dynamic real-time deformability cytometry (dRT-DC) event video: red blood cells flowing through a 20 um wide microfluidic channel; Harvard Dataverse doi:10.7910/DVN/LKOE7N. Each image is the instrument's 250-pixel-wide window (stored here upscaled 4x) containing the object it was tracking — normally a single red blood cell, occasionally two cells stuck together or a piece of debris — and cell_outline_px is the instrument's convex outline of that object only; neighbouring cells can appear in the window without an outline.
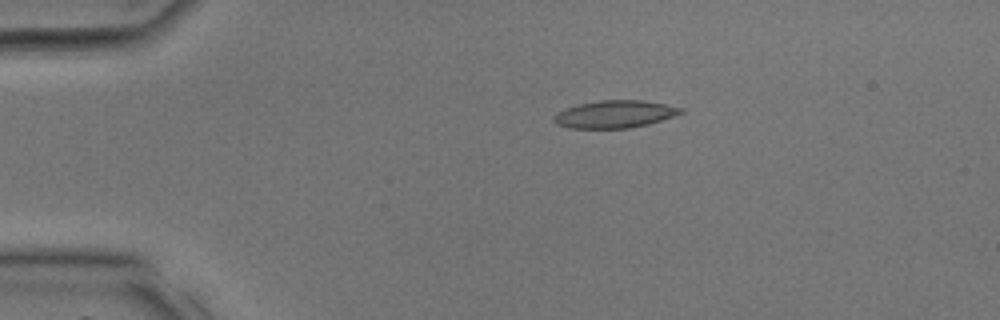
{"species": "common noctule bat (a hibernating species)", "species_latin": "Nyctalus noctula", "temperature_condition": "room temperature", "stored_images_in_passage": 30, "camera_frame_rate_fps": 3000, "um_per_image_px": 0.085, "animal": {"sex": "male", "body_mass_g": 17.9, "forearm_length_mm": 54.2}, "frame": {"image": 1, "passage_image": 2, "time_ms": 0.333, "image_size_px": [1000, 320], "cell_outline_px": [[688, 108], [684, 112], [676, 116], [648, 124], [628, 128], [568, 128], [556, 124], [552, 120], [552, 116], [556, 112], [564, 108], [580, 104], [600, 100], [644, 100]], "centroid_in_image_um": [52.28, 9.7], "position_along_channel_um": 32.7, "area_um2": 20.69}}
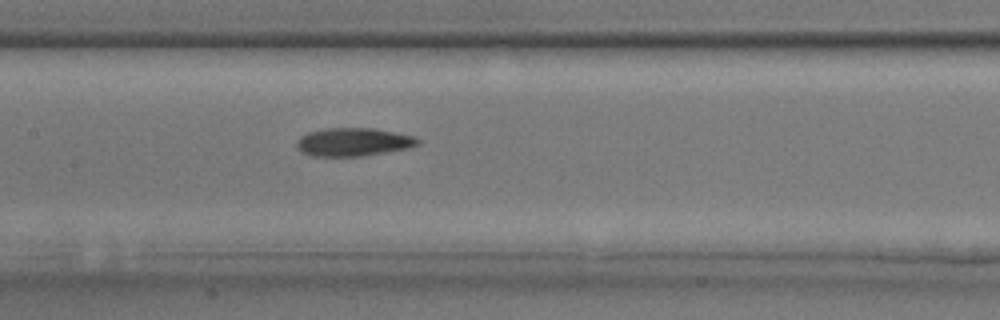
{"frame": {"image": 2, "passage_image": 12, "time_ms": 3.667, "image_size_px": [1000, 320], "cell_outline_px": [[420, 144], [408, 148], [364, 156], [312, 156], [300, 152], [296, 148], [296, 140], [300, 136], [308, 132], [324, 128], [372, 128], [416, 136], [420, 140]], "centroid_in_image_um": [30.01, 12.07], "position_along_channel_um": 177.4, "area_um2": 20.17}}
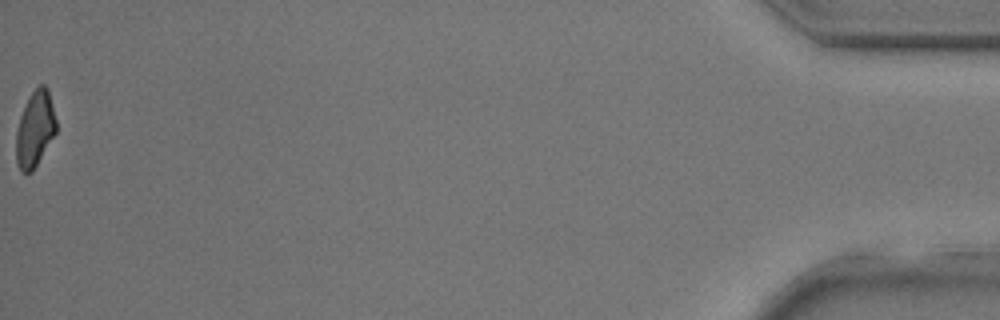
{"frame": {"image": 3, "passage_image": 30, "time_ms": 9.667, "image_size_px": [1000, 320], "cell_outline_px": [[56, 132], [32, 172], [20, 172], [16, 164], [16, 132], [20, 116], [32, 92], [40, 84], [44, 84], [48, 88], [56, 120]], "centroid_in_image_um": [2.97, 10.99], "position_along_channel_um": 432.2, "area_um2": 17.51}}